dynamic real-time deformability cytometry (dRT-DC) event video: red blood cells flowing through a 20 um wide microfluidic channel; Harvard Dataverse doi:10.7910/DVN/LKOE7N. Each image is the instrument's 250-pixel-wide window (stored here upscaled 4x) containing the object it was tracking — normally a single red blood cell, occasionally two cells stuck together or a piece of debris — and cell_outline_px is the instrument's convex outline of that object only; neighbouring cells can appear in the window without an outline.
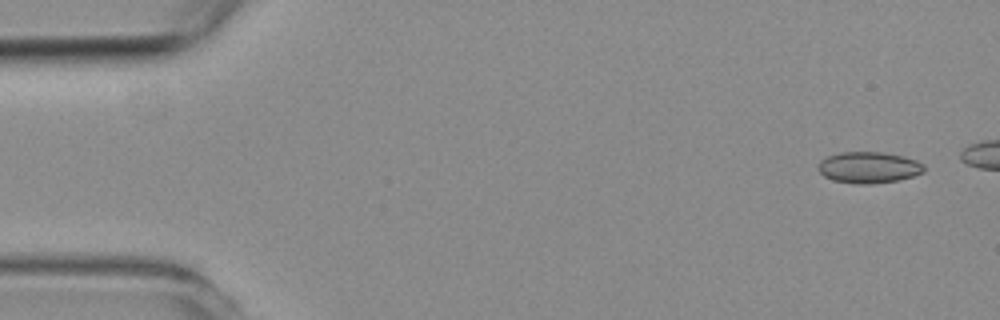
{"species": "common noctule bat (a hibernating species)", "species_latin": "Nyctalus noctula", "temperature_condition": "room temperature", "stored_images_in_passage": 4, "segment_of_instrument_passage": [2, 2], "camera_frame_rate_fps": 3000, "um_per_image_px": 0.085, "animal": {"sex": "female", "body_mass_g": 19.3, "forearm_length_mm": 54.1}, "frame": {"image": 1, "passage_image": 4, "time_ms": 3.667, "image_size_px": [1000, 320], "cell_outline_px": [[924, 172], [900, 180], [868, 184], [856, 184], [832, 180], [824, 176], [816, 168], [820, 160], [828, 156], [840, 152], [884, 152], [904, 156], [916, 160], [924, 164]], "centroid_in_image_um": [73.83, 14.23], "position_along_channel_um": 11.2, "area_um2": 19.48}}